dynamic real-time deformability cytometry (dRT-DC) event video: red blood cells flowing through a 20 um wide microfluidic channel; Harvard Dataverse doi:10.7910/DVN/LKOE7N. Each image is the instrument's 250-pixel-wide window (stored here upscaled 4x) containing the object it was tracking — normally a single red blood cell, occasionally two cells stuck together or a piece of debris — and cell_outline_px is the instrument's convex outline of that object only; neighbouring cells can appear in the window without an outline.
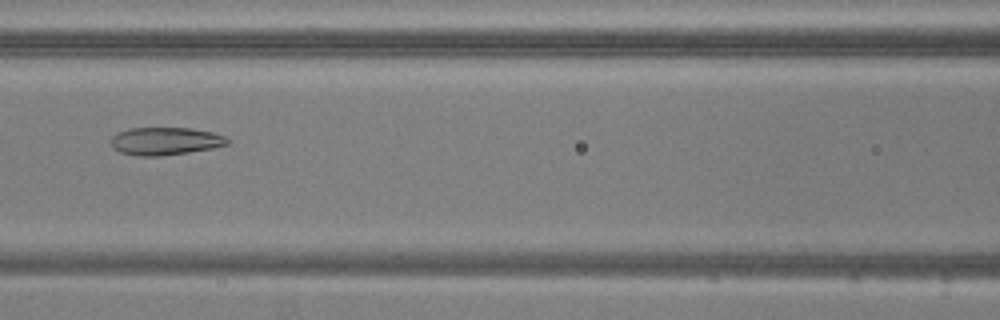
{"species": "common noctule bat (a hibernating species)", "species_latin": "Nyctalus noctula", "temperature_condition": "warm", "stored_images_in_passage": 33, "camera_frame_rate_fps": 3000, "um_per_image_px": 0.085, "animal": {"sex": "male", "body_mass_g": 20.5, "forearm_length_mm": 52.5}, "frame": {"image": 1, "passage_image": 8, "time_ms": 2.333, "image_size_px": [1000, 320], "cell_outline_px": [[232, 140], [228, 144], [212, 148], [188, 152], [160, 156], [136, 156], [120, 152], [112, 148], [112, 136], [116, 132], [128, 128], [192, 128], [212, 132], [224, 136]], "centroid_in_image_um": [14.04, 11.99], "position_along_channel_um": 152.6, "area_um2": 18.96}}
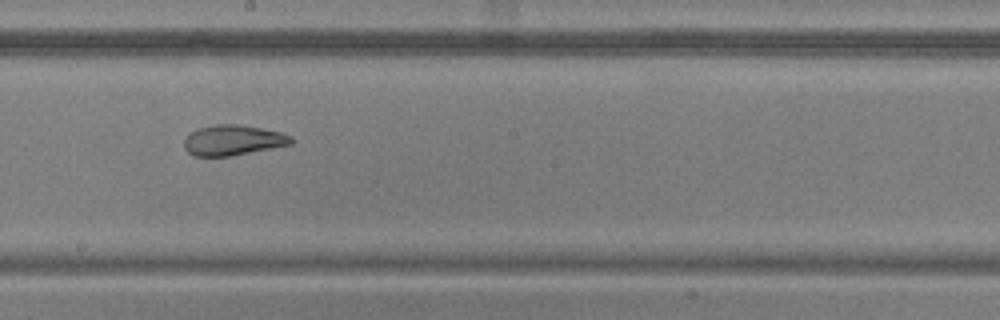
{"frame": {"image": 2, "passage_image": 14, "time_ms": 4.333, "image_size_px": [1000, 320], "cell_outline_px": [[292, 144], [232, 156], [192, 156], [184, 148], [184, 140], [192, 132], [200, 128], [216, 124], [236, 124], [260, 128], [280, 132], [292, 136]], "centroid_in_image_um": [19.8, 11.93], "position_along_channel_um": 228.4, "area_um2": 18.79}}
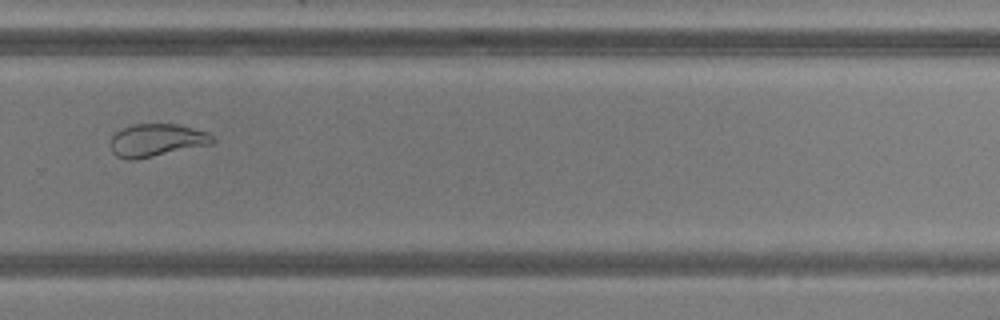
{"frame": {"image": 3, "passage_image": 21, "time_ms": 6.667, "image_size_px": [1000, 320], "cell_outline_px": [[216, 140], [212, 144], [136, 160], [128, 160], [116, 156], [112, 152], [108, 144], [112, 136], [116, 132], [132, 124], [180, 124], [208, 132]], "centroid_in_image_um": [13.3, 11.92], "position_along_channel_um": 316.5, "area_um2": 19.77}, "authors_computed_cell_mechanics": {"area_um2": 20.4034, "velocity_mm_per_s": 3.804, "shape_relaxation_time_tau1_ms": null, "shape_relaxation_time_tau2_ms": 1.3947, "deformation_change_tau1": null, "deformation_change_tau2": 0.0768}}